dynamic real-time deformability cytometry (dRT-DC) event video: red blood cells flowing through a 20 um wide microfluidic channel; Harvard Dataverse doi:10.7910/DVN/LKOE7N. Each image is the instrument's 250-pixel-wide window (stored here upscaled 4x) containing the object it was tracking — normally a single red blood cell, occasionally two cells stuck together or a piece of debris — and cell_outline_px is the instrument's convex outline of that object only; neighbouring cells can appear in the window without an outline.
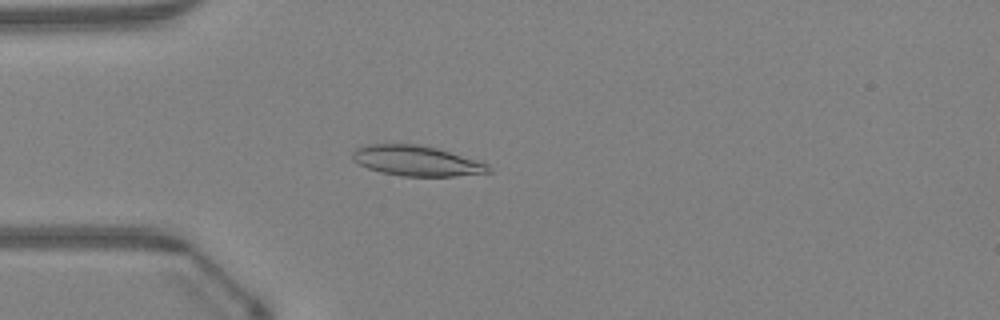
{"species": "Egyptian fruit bat (a non-hibernating species)", "species_latin": "Rousettus aegyptiacus", "temperature_condition": "warm", "stored_images_in_passage": 47, "camera_frame_rate_fps": 3000, "um_per_image_px": 0.085, "animal": {"sex": "female"}, "frame": {"image": 1, "passage_image": 13, "time_ms": 4.0, "image_size_px": [1000, 320], "cell_outline_px": [[492, 172], [456, 176], [400, 176], [380, 172], [368, 168], [352, 160], [352, 152], [356, 148], [364, 144], [420, 144], [436, 148], [480, 160], [488, 164], [492, 168]], "centroid_in_image_um": [35.43, 13.67], "position_along_channel_um": 49.6, "area_um2": 24.28}}
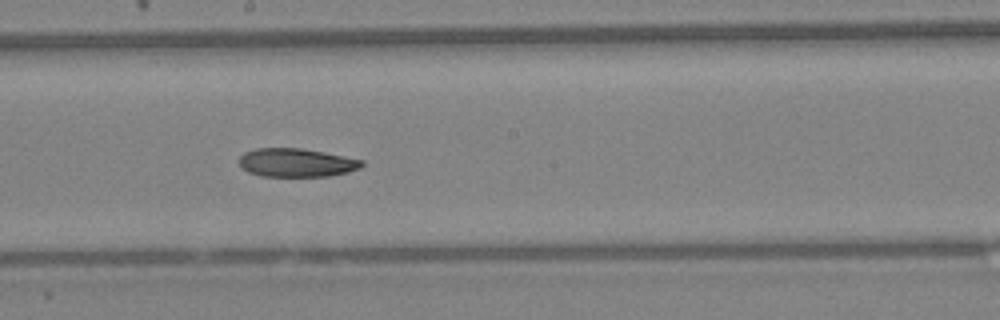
{"frame": {"image": 2, "passage_image": 26, "time_ms": 8.333, "image_size_px": [1000, 320], "cell_outline_px": [[364, 164], [360, 168], [348, 172], [328, 176], [260, 176], [248, 172], [240, 164], [240, 156], [244, 152], [256, 148], [300, 148], [324, 152], [364, 160]], "centroid_in_image_um": [25.21, 13.82], "position_along_channel_um": 223.0, "area_um2": 20.35}}
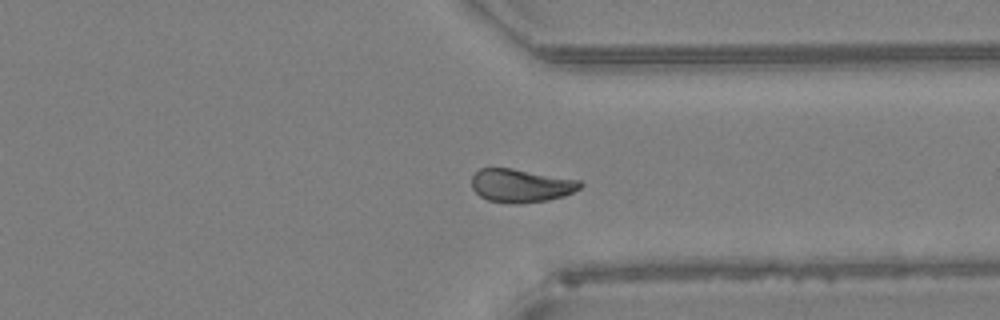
{"frame": {"image": 3, "passage_image": 36, "time_ms": 11.667, "image_size_px": [1000, 320], "cell_outline_px": [[584, 184], [580, 188], [564, 196], [548, 200], [516, 204], [488, 200], [480, 196], [472, 188], [472, 176], [480, 168], [512, 168], [580, 180]], "centroid_in_image_um": [44.29, 15.77], "position_along_channel_um": 367.1, "area_um2": 21.04}, "authors_computed_cell_mechanics": {"area_um2": 21.675, "velocity_mm_per_s": 4.3042, "shape_relaxation_time_tau1_ms": null, "shape_relaxation_time_tau2_ms": 3.8839, "deformation_change_tau1": null, "deformation_change_tau2": 0.0757}}